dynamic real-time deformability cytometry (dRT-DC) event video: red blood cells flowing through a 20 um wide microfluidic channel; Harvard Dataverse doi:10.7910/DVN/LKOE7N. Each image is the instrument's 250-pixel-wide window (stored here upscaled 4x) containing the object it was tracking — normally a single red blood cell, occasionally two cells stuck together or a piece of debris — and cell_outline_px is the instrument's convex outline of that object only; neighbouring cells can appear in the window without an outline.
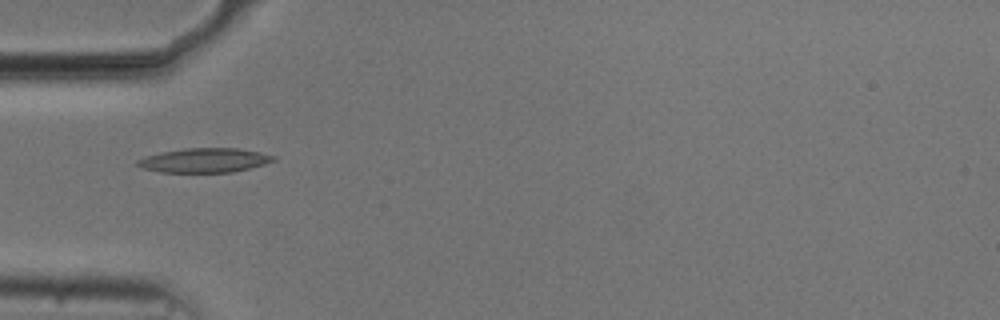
{"species": "common noctule bat (a hibernating species)", "species_latin": "Nyctalus noctula", "temperature_condition": "cold", "stored_images_in_passage": 38, "camera_frame_rate_fps": 3000, "um_per_image_px": 0.085, "animal": {"sex": "male", "body_mass_g": 20.5, "forearm_length_mm": 52.5}, "frame": {"image": 1, "passage_image": 1, "time_ms": 0.0, "image_size_px": [1000, 320], "cell_outline_px": [[276, 160], [264, 164], [232, 172], [160, 172], [144, 168], [136, 164], [136, 160], [144, 156], [160, 152], [184, 148], [236, 148], [260, 152], [276, 156]], "centroid_in_image_um": [17.36, 13.62], "position_along_channel_um": 67.6, "area_um2": 19.25}}
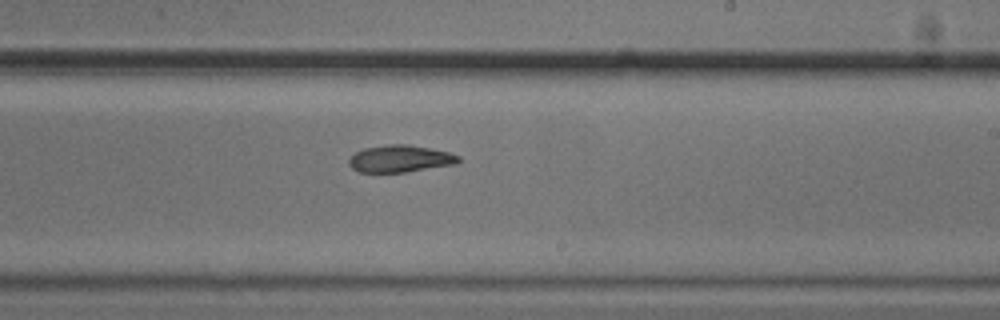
{"frame": {"image": 2, "passage_image": 16, "time_ms": 5.0, "image_size_px": [1000, 320], "cell_outline_px": [[460, 160], [456, 164], [404, 172], [360, 172], [352, 168], [348, 164], [348, 160], [356, 152], [364, 148], [388, 144], [408, 144], [432, 148], [448, 152], [460, 156]], "centroid_in_image_um": [34.02, 13.48], "position_along_channel_um": 255.0, "area_um2": 17.28}}
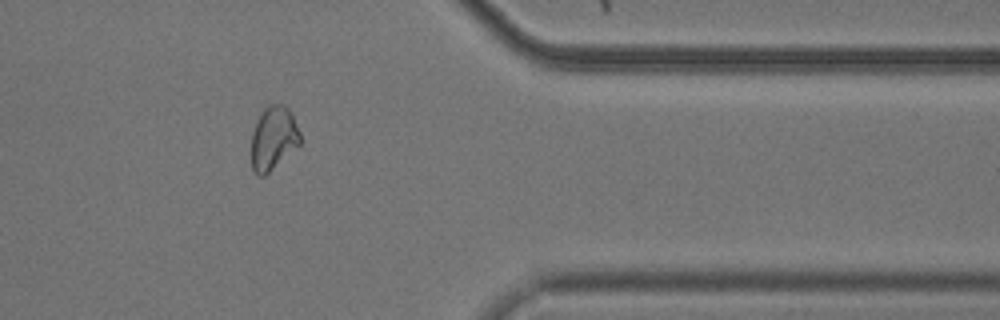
{"frame": {"image": 3, "passage_image": 28, "time_ms": 9.0, "image_size_px": [1000, 320], "cell_outline_px": [[300, 144], [264, 176], [256, 176], [252, 168], [252, 132], [264, 108], [268, 104], [284, 104], [292, 112], [300, 132]], "centroid_in_image_um": [23.25, 11.73], "position_along_channel_um": 388.1, "area_um2": 17.98}, "authors_computed_cell_mechanics": {"area_um2": 18.2359, "velocity_mm_per_s": 3.7412, "shape_relaxation_time_tau1_ms": 3.1933, "shape_relaxation_time_tau2_ms": 3.0531, "deformation_change_tau1": 0.106, "deformation_change_tau2": 0.07}}